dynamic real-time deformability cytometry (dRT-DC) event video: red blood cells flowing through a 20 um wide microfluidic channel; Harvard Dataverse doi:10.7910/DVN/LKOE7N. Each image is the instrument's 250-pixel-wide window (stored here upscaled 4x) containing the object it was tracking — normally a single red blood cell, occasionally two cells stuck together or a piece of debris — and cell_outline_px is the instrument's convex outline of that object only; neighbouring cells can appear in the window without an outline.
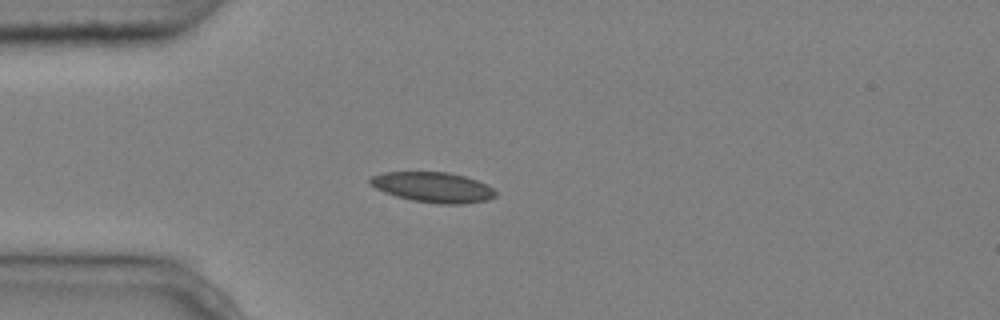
{"species": "common noctule bat (a hibernating species)", "species_latin": "Nyctalus noctula", "temperature_condition": "cold", "stored_images_in_passage": 6, "camera_frame_rate_fps": 3000, "um_per_image_px": 0.085, "animal": {"sex": "male", "body_mass_g": 20.4}, "frame": {"image": 1, "passage_image": 5, "time_ms": 1.333, "image_size_px": [1000, 320], "cell_outline_px": [[496, 196], [488, 200], [464, 204], [436, 204], [412, 200], [396, 196], [384, 192], [376, 188], [368, 180], [372, 176], [384, 172], [448, 172], [464, 176], [476, 180], [492, 188], [496, 192]], "centroid_in_image_um": [36.81, 15.92], "position_along_channel_um": 48.2, "area_um2": 22.02}}